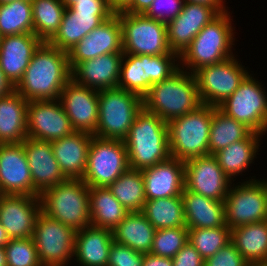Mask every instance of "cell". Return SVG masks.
<instances>
[{
    "mask_svg": "<svg viewBox=\"0 0 267 266\" xmlns=\"http://www.w3.org/2000/svg\"><path fill=\"white\" fill-rule=\"evenodd\" d=\"M71 79L68 52L42 42L15 90L27 101L59 100L61 91Z\"/></svg>",
    "mask_w": 267,
    "mask_h": 266,
    "instance_id": "6da1fadb",
    "label": "cell"
},
{
    "mask_svg": "<svg viewBox=\"0 0 267 266\" xmlns=\"http://www.w3.org/2000/svg\"><path fill=\"white\" fill-rule=\"evenodd\" d=\"M231 15L230 11L221 13L204 26L179 56L181 69L194 73L203 66L223 62L235 55L233 46L237 32H234L236 27Z\"/></svg>",
    "mask_w": 267,
    "mask_h": 266,
    "instance_id": "7a4b0ae2",
    "label": "cell"
},
{
    "mask_svg": "<svg viewBox=\"0 0 267 266\" xmlns=\"http://www.w3.org/2000/svg\"><path fill=\"white\" fill-rule=\"evenodd\" d=\"M124 143L131 169L142 170L171 157L167 123L145 108L132 123Z\"/></svg>",
    "mask_w": 267,
    "mask_h": 266,
    "instance_id": "3957f363",
    "label": "cell"
},
{
    "mask_svg": "<svg viewBox=\"0 0 267 266\" xmlns=\"http://www.w3.org/2000/svg\"><path fill=\"white\" fill-rule=\"evenodd\" d=\"M143 99L144 108L166 123L202 105L194 74L181 68L168 79L153 84Z\"/></svg>",
    "mask_w": 267,
    "mask_h": 266,
    "instance_id": "277c9868",
    "label": "cell"
},
{
    "mask_svg": "<svg viewBox=\"0 0 267 266\" xmlns=\"http://www.w3.org/2000/svg\"><path fill=\"white\" fill-rule=\"evenodd\" d=\"M88 187L82 179H67L39 197L41 211L75 231L91 225Z\"/></svg>",
    "mask_w": 267,
    "mask_h": 266,
    "instance_id": "5b68a950",
    "label": "cell"
},
{
    "mask_svg": "<svg viewBox=\"0 0 267 266\" xmlns=\"http://www.w3.org/2000/svg\"><path fill=\"white\" fill-rule=\"evenodd\" d=\"M213 106L196 110L167 123L170 156L181 161L208 155Z\"/></svg>",
    "mask_w": 267,
    "mask_h": 266,
    "instance_id": "8992f818",
    "label": "cell"
},
{
    "mask_svg": "<svg viewBox=\"0 0 267 266\" xmlns=\"http://www.w3.org/2000/svg\"><path fill=\"white\" fill-rule=\"evenodd\" d=\"M99 118L94 134L103 139L124 140L144 108V99L120 88L98 91Z\"/></svg>",
    "mask_w": 267,
    "mask_h": 266,
    "instance_id": "52a82bcc",
    "label": "cell"
},
{
    "mask_svg": "<svg viewBox=\"0 0 267 266\" xmlns=\"http://www.w3.org/2000/svg\"><path fill=\"white\" fill-rule=\"evenodd\" d=\"M180 69L178 54H123L118 87L144 98L153 84L171 77Z\"/></svg>",
    "mask_w": 267,
    "mask_h": 266,
    "instance_id": "ba28073f",
    "label": "cell"
},
{
    "mask_svg": "<svg viewBox=\"0 0 267 266\" xmlns=\"http://www.w3.org/2000/svg\"><path fill=\"white\" fill-rule=\"evenodd\" d=\"M265 177H248L231 184L224 200L226 225L233 229L241 225L267 220V185ZM248 179V180H247Z\"/></svg>",
    "mask_w": 267,
    "mask_h": 266,
    "instance_id": "9c48e42d",
    "label": "cell"
},
{
    "mask_svg": "<svg viewBox=\"0 0 267 266\" xmlns=\"http://www.w3.org/2000/svg\"><path fill=\"white\" fill-rule=\"evenodd\" d=\"M249 73L237 90L218 108L253 132L267 134V92L262 81Z\"/></svg>",
    "mask_w": 267,
    "mask_h": 266,
    "instance_id": "30bf717a",
    "label": "cell"
},
{
    "mask_svg": "<svg viewBox=\"0 0 267 266\" xmlns=\"http://www.w3.org/2000/svg\"><path fill=\"white\" fill-rule=\"evenodd\" d=\"M122 27L123 54H177L170 50L166 24L144 14L117 13Z\"/></svg>",
    "mask_w": 267,
    "mask_h": 266,
    "instance_id": "8fae6325",
    "label": "cell"
},
{
    "mask_svg": "<svg viewBox=\"0 0 267 266\" xmlns=\"http://www.w3.org/2000/svg\"><path fill=\"white\" fill-rule=\"evenodd\" d=\"M129 168L124 140L92 136L82 178L88 187H107Z\"/></svg>",
    "mask_w": 267,
    "mask_h": 266,
    "instance_id": "7c38bea8",
    "label": "cell"
},
{
    "mask_svg": "<svg viewBox=\"0 0 267 266\" xmlns=\"http://www.w3.org/2000/svg\"><path fill=\"white\" fill-rule=\"evenodd\" d=\"M76 231L42 211L39 213L32 239L42 266H70L74 264ZM72 260V262H71Z\"/></svg>",
    "mask_w": 267,
    "mask_h": 266,
    "instance_id": "4fadbf2b",
    "label": "cell"
},
{
    "mask_svg": "<svg viewBox=\"0 0 267 266\" xmlns=\"http://www.w3.org/2000/svg\"><path fill=\"white\" fill-rule=\"evenodd\" d=\"M237 56L236 54L223 62L203 66L193 73L202 104L218 107L237 90L250 73Z\"/></svg>",
    "mask_w": 267,
    "mask_h": 266,
    "instance_id": "5bb4252c",
    "label": "cell"
},
{
    "mask_svg": "<svg viewBox=\"0 0 267 266\" xmlns=\"http://www.w3.org/2000/svg\"><path fill=\"white\" fill-rule=\"evenodd\" d=\"M74 131L59 100L29 101L27 107L28 138L52 142Z\"/></svg>",
    "mask_w": 267,
    "mask_h": 266,
    "instance_id": "9a60e30c",
    "label": "cell"
},
{
    "mask_svg": "<svg viewBox=\"0 0 267 266\" xmlns=\"http://www.w3.org/2000/svg\"><path fill=\"white\" fill-rule=\"evenodd\" d=\"M185 163V188L214 200L224 201L233 183L214 155L189 159Z\"/></svg>",
    "mask_w": 267,
    "mask_h": 266,
    "instance_id": "2e32d148",
    "label": "cell"
},
{
    "mask_svg": "<svg viewBox=\"0 0 267 266\" xmlns=\"http://www.w3.org/2000/svg\"><path fill=\"white\" fill-rule=\"evenodd\" d=\"M109 53H123L122 27L117 14L93 29L68 51L71 71L81 62Z\"/></svg>",
    "mask_w": 267,
    "mask_h": 266,
    "instance_id": "e0dca14e",
    "label": "cell"
},
{
    "mask_svg": "<svg viewBox=\"0 0 267 266\" xmlns=\"http://www.w3.org/2000/svg\"><path fill=\"white\" fill-rule=\"evenodd\" d=\"M59 101L75 131L95 134L98 118V91L71 79L60 93Z\"/></svg>",
    "mask_w": 267,
    "mask_h": 266,
    "instance_id": "ac0fdd59",
    "label": "cell"
},
{
    "mask_svg": "<svg viewBox=\"0 0 267 266\" xmlns=\"http://www.w3.org/2000/svg\"><path fill=\"white\" fill-rule=\"evenodd\" d=\"M0 193L33 196V182L23 142L0 144Z\"/></svg>",
    "mask_w": 267,
    "mask_h": 266,
    "instance_id": "d6986e66",
    "label": "cell"
},
{
    "mask_svg": "<svg viewBox=\"0 0 267 266\" xmlns=\"http://www.w3.org/2000/svg\"><path fill=\"white\" fill-rule=\"evenodd\" d=\"M40 212V197L0 195V222L10 239L32 237Z\"/></svg>",
    "mask_w": 267,
    "mask_h": 266,
    "instance_id": "ffe728a7",
    "label": "cell"
},
{
    "mask_svg": "<svg viewBox=\"0 0 267 266\" xmlns=\"http://www.w3.org/2000/svg\"><path fill=\"white\" fill-rule=\"evenodd\" d=\"M218 15L213 7L185 2L181 13L166 24L170 50L180 56L204 26Z\"/></svg>",
    "mask_w": 267,
    "mask_h": 266,
    "instance_id": "44dd1931",
    "label": "cell"
},
{
    "mask_svg": "<svg viewBox=\"0 0 267 266\" xmlns=\"http://www.w3.org/2000/svg\"><path fill=\"white\" fill-rule=\"evenodd\" d=\"M23 143L33 182V196L39 197L67 180L53 155L51 142L27 137Z\"/></svg>",
    "mask_w": 267,
    "mask_h": 266,
    "instance_id": "7402d4cb",
    "label": "cell"
},
{
    "mask_svg": "<svg viewBox=\"0 0 267 266\" xmlns=\"http://www.w3.org/2000/svg\"><path fill=\"white\" fill-rule=\"evenodd\" d=\"M146 200L182 195L185 188V163L170 157L168 160L141 170Z\"/></svg>",
    "mask_w": 267,
    "mask_h": 266,
    "instance_id": "603a6c76",
    "label": "cell"
},
{
    "mask_svg": "<svg viewBox=\"0 0 267 266\" xmlns=\"http://www.w3.org/2000/svg\"><path fill=\"white\" fill-rule=\"evenodd\" d=\"M43 41L34 33L4 36L0 43V67L5 76L16 86L36 49Z\"/></svg>",
    "mask_w": 267,
    "mask_h": 266,
    "instance_id": "cb8c5ba5",
    "label": "cell"
},
{
    "mask_svg": "<svg viewBox=\"0 0 267 266\" xmlns=\"http://www.w3.org/2000/svg\"><path fill=\"white\" fill-rule=\"evenodd\" d=\"M123 53H109L79 63L72 79L82 86L101 91L118 87Z\"/></svg>",
    "mask_w": 267,
    "mask_h": 266,
    "instance_id": "d4e9b609",
    "label": "cell"
},
{
    "mask_svg": "<svg viewBox=\"0 0 267 266\" xmlns=\"http://www.w3.org/2000/svg\"><path fill=\"white\" fill-rule=\"evenodd\" d=\"M92 136L88 132L74 131L51 142L53 155L67 179L83 178Z\"/></svg>",
    "mask_w": 267,
    "mask_h": 266,
    "instance_id": "484cf974",
    "label": "cell"
},
{
    "mask_svg": "<svg viewBox=\"0 0 267 266\" xmlns=\"http://www.w3.org/2000/svg\"><path fill=\"white\" fill-rule=\"evenodd\" d=\"M112 231L86 226L75 234L74 259L77 266H107L113 243Z\"/></svg>",
    "mask_w": 267,
    "mask_h": 266,
    "instance_id": "4316f807",
    "label": "cell"
},
{
    "mask_svg": "<svg viewBox=\"0 0 267 266\" xmlns=\"http://www.w3.org/2000/svg\"><path fill=\"white\" fill-rule=\"evenodd\" d=\"M182 201L188 229L227 227L224 201L207 198L186 188L182 192Z\"/></svg>",
    "mask_w": 267,
    "mask_h": 266,
    "instance_id": "83f0119b",
    "label": "cell"
},
{
    "mask_svg": "<svg viewBox=\"0 0 267 266\" xmlns=\"http://www.w3.org/2000/svg\"><path fill=\"white\" fill-rule=\"evenodd\" d=\"M28 103L16 90L0 98V144L19 143L27 138Z\"/></svg>",
    "mask_w": 267,
    "mask_h": 266,
    "instance_id": "f1b7e54d",
    "label": "cell"
},
{
    "mask_svg": "<svg viewBox=\"0 0 267 266\" xmlns=\"http://www.w3.org/2000/svg\"><path fill=\"white\" fill-rule=\"evenodd\" d=\"M263 134L253 132L248 138L235 142L214 154L224 174L236 181L237 176H243L259 155ZM254 161V162H253Z\"/></svg>",
    "mask_w": 267,
    "mask_h": 266,
    "instance_id": "f546056e",
    "label": "cell"
},
{
    "mask_svg": "<svg viewBox=\"0 0 267 266\" xmlns=\"http://www.w3.org/2000/svg\"><path fill=\"white\" fill-rule=\"evenodd\" d=\"M231 242L251 266L267 264V220L231 229Z\"/></svg>",
    "mask_w": 267,
    "mask_h": 266,
    "instance_id": "4dcf8cb0",
    "label": "cell"
},
{
    "mask_svg": "<svg viewBox=\"0 0 267 266\" xmlns=\"http://www.w3.org/2000/svg\"><path fill=\"white\" fill-rule=\"evenodd\" d=\"M103 22L104 20L95 12H72L66 8L59 30L49 43L68 52Z\"/></svg>",
    "mask_w": 267,
    "mask_h": 266,
    "instance_id": "1f68e13d",
    "label": "cell"
},
{
    "mask_svg": "<svg viewBox=\"0 0 267 266\" xmlns=\"http://www.w3.org/2000/svg\"><path fill=\"white\" fill-rule=\"evenodd\" d=\"M156 229L142 212H129L112 231L113 240L133 250L150 253Z\"/></svg>",
    "mask_w": 267,
    "mask_h": 266,
    "instance_id": "d6a6232c",
    "label": "cell"
},
{
    "mask_svg": "<svg viewBox=\"0 0 267 266\" xmlns=\"http://www.w3.org/2000/svg\"><path fill=\"white\" fill-rule=\"evenodd\" d=\"M91 225L113 231L129 213L108 187H90Z\"/></svg>",
    "mask_w": 267,
    "mask_h": 266,
    "instance_id": "836d02e7",
    "label": "cell"
},
{
    "mask_svg": "<svg viewBox=\"0 0 267 266\" xmlns=\"http://www.w3.org/2000/svg\"><path fill=\"white\" fill-rule=\"evenodd\" d=\"M252 133L253 131L246 125L213 106L208 155H214L225 147L248 138Z\"/></svg>",
    "mask_w": 267,
    "mask_h": 266,
    "instance_id": "e575fe53",
    "label": "cell"
},
{
    "mask_svg": "<svg viewBox=\"0 0 267 266\" xmlns=\"http://www.w3.org/2000/svg\"><path fill=\"white\" fill-rule=\"evenodd\" d=\"M142 213L156 230L186 227L182 195L146 200Z\"/></svg>",
    "mask_w": 267,
    "mask_h": 266,
    "instance_id": "d590c367",
    "label": "cell"
},
{
    "mask_svg": "<svg viewBox=\"0 0 267 266\" xmlns=\"http://www.w3.org/2000/svg\"><path fill=\"white\" fill-rule=\"evenodd\" d=\"M107 187L128 212H142L146 196L141 170L129 168Z\"/></svg>",
    "mask_w": 267,
    "mask_h": 266,
    "instance_id": "8d00e7d4",
    "label": "cell"
},
{
    "mask_svg": "<svg viewBox=\"0 0 267 266\" xmlns=\"http://www.w3.org/2000/svg\"><path fill=\"white\" fill-rule=\"evenodd\" d=\"M33 33L49 42L58 32L66 6L62 0H33Z\"/></svg>",
    "mask_w": 267,
    "mask_h": 266,
    "instance_id": "74e56055",
    "label": "cell"
},
{
    "mask_svg": "<svg viewBox=\"0 0 267 266\" xmlns=\"http://www.w3.org/2000/svg\"><path fill=\"white\" fill-rule=\"evenodd\" d=\"M33 33L32 3L14 1L0 5V34L2 37Z\"/></svg>",
    "mask_w": 267,
    "mask_h": 266,
    "instance_id": "f35d334b",
    "label": "cell"
},
{
    "mask_svg": "<svg viewBox=\"0 0 267 266\" xmlns=\"http://www.w3.org/2000/svg\"><path fill=\"white\" fill-rule=\"evenodd\" d=\"M231 241L228 227L195 228L188 230V242L199 252L204 260L215 255Z\"/></svg>",
    "mask_w": 267,
    "mask_h": 266,
    "instance_id": "ab89813d",
    "label": "cell"
},
{
    "mask_svg": "<svg viewBox=\"0 0 267 266\" xmlns=\"http://www.w3.org/2000/svg\"><path fill=\"white\" fill-rule=\"evenodd\" d=\"M188 230L187 227L156 230L150 254L173 258L188 242Z\"/></svg>",
    "mask_w": 267,
    "mask_h": 266,
    "instance_id": "60d3db41",
    "label": "cell"
},
{
    "mask_svg": "<svg viewBox=\"0 0 267 266\" xmlns=\"http://www.w3.org/2000/svg\"><path fill=\"white\" fill-rule=\"evenodd\" d=\"M4 249L7 266H42L32 237L10 239Z\"/></svg>",
    "mask_w": 267,
    "mask_h": 266,
    "instance_id": "b9f144b4",
    "label": "cell"
},
{
    "mask_svg": "<svg viewBox=\"0 0 267 266\" xmlns=\"http://www.w3.org/2000/svg\"><path fill=\"white\" fill-rule=\"evenodd\" d=\"M184 3V0H154L144 15L167 24L181 13Z\"/></svg>",
    "mask_w": 267,
    "mask_h": 266,
    "instance_id": "7bdbcfd3",
    "label": "cell"
},
{
    "mask_svg": "<svg viewBox=\"0 0 267 266\" xmlns=\"http://www.w3.org/2000/svg\"><path fill=\"white\" fill-rule=\"evenodd\" d=\"M144 254L113 241L107 266H142Z\"/></svg>",
    "mask_w": 267,
    "mask_h": 266,
    "instance_id": "ee69618b",
    "label": "cell"
},
{
    "mask_svg": "<svg viewBox=\"0 0 267 266\" xmlns=\"http://www.w3.org/2000/svg\"><path fill=\"white\" fill-rule=\"evenodd\" d=\"M204 266H251L230 241L215 255L204 260Z\"/></svg>",
    "mask_w": 267,
    "mask_h": 266,
    "instance_id": "f6af8a7d",
    "label": "cell"
},
{
    "mask_svg": "<svg viewBox=\"0 0 267 266\" xmlns=\"http://www.w3.org/2000/svg\"><path fill=\"white\" fill-rule=\"evenodd\" d=\"M72 12H95L104 21L114 13L110 10L107 0L78 1L68 8Z\"/></svg>",
    "mask_w": 267,
    "mask_h": 266,
    "instance_id": "bcb514c9",
    "label": "cell"
},
{
    "mask_svg": "<svg viewBox=\"0 0 267 266\" xmlns=\"http://www.w3.org/2000/svg\"><path fill=\"white\" fill-rule=\"evenodd\" d=\"M172 261L173 266H204V259L189 242L172 258Z\"/></svg>",
    "mask_w": 267,
    "mask_h": 266,
    "instance_id": "7dc6e473",
    "label": "cell"
},
{
    "mask_svg": "<svg viewBox=\"0 0 267 266\" xmlns=\"http://www.w3.org/2000/svg\"><path fill=\"white\" fill-rule=\"evenodd\" d=\"M142 266H173L172 258L159 257L150 253L144 254Z\"/></svg>",
    "mask_w": 267,
    "mask_h": 266,
    "instance_id": "c3c4849f",
    "label": "cell"
},
{
    "mask_svg": "<svg viewBox=\"0 0 267 266\" xmlns=\"http://www.w3.org/2000/svg\"><path fill=\"white\" fill-rule=\"evenodd\" d=\"M154 0H132L131 5L124 11L131 14H144Z\"/></svg>",
    "mask_w": 267,
    "mask_h": 266,
    "instance_id": "681fc988",
    "label": "cell"
},
{
    "mask_svg": "<svg viewBox=\"0 0 267 266\" xmlns=\"http://www.w3.org/2000/svg\"><path fill=\"white\" fill-rule=\"evenodd\" d=\"M188 3L202 4L213 7L219 14L228 11L229 7L225 5V0H184Z\"/></svg>",
    "mask_w": 267,
    "mask_h": 266,
    "instance_id": "f907efd6",
    "label": "cell"
},
{
    "mask_svg": "<svg viewBox=\"0 0 267 266\" xmlns=\"http://www.w3.org/2000/svg\"><path fill=\"white\" fill-rule=\"evenodd\" d=\"M15 91V85L5 76L0 67V98H3Z\"/></svg>",
    "mask_w": 267,
    "mask_h": 266,
    "instance_id": "816d5d0a",
    "label": "cell"
},
{
    "mask_svg": "<svg viewBox=\"0 0 267 266\" xmlns=\"http://www.w3.org/2000/svg\"><path fill=\"white\" fill-rule=\"evenodd\" d=\"M110 10L114 13L124 12L132 3V0H107Z\"/></svg>",
    "mask_w": 267,
    "mask_h": 266,
    "instance_id": "f5cc1de1",
    "label": "cell"
},
{
    "mask_svg": "<svg viewBox=\"0 0 267 266\" xmlns=\"http://www.w3.org/2000/svg\"><path fill=\"white\" fill-rule=\"evenodd\" d=\"M10 238L8 237L6 230L3 228L0 222V247H4L8 242Z\"/></svg>",
    "mask_w": 267,
    "mask_h": 266,
    "instance_id": "db71d44e",
    "label": "cell"
},
{
    "mask_svg": "<svg viewBox=\"0 0 267 266\" xmlns=\"http://www.w3.org/2000/svg\"><path fill=\"white\" fill-rule=\"evenodd\" d=\"M0 266H7L6 253L4 247H0Z\"/></svg>",
    "mask_w": 267,
    "mask_h": 266,
    "instance_id": "11a10c76",
    "label": "cell"
},
{
    "mask_svg": "<svg viewBox=\"0 0 267 266\" xmlns=\"http://www.w3.org/2000/svg\"><path fill=\"white\" fill-rule=\"evenodd\" d=\"M63 4L66 6V8H69L71 5L75 4L78 1H85V0H62Z\"/></svg>",
    "mask_w": 267,
    "mask_h": 266,
    "instance_id": "9f6ffc18",
    "label": "cell"
},
{
    "mask_svg": "<svg viewBox=\"0 0 267 266\" xmlns=\"http://www.w3.org/2000/svg\"><path fill=\"white\" fill-rule=\"evenodd\" d=\"M14 1L32 2L33 0H0V5L12 3Z\"/></svg>",
    "mask_w": 267,
    "mask_h": 266,
    "instance_id": "6f0895ef",
    "label": "cell"
},
{
    "mask_svg": "<svg viewBox=\"0 0 267 266\" xmlns=\"http://www.w3.org/2000/svg\"><path fill=\"white\" fill-rule=\"evenodd\" d=\"M253 266H267V264H262V265H253Z\"/></svg>",
    "mask_w": 267,
    "mask_h": 266,
    "instance_id": "680465c9",
    "label": "cell"
}]
</instances>
